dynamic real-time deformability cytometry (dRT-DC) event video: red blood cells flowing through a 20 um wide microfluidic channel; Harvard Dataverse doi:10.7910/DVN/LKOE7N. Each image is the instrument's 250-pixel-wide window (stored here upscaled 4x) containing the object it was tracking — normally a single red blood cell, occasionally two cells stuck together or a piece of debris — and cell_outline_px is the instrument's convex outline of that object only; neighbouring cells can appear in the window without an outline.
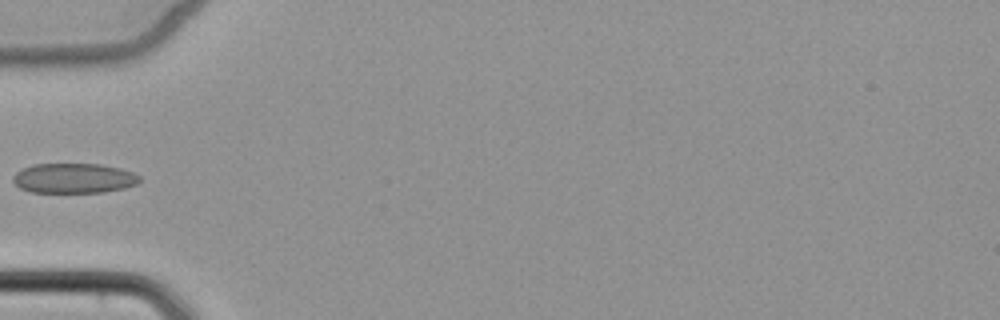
{"species": "common noctule bat (a hibernating species)", "species_latin": "Nyctalus noctula", "temperature_condition": "cold", "stored_images_in_passage": 7, "camera_frame_rate_fps": 3000, "um_per_image_px": 0.085, "animal": {"sex": "female", "body_mass_g": 22.7, "forearm_length_mm": 54.2}, "frame": {"image": 1, "passage_image": 6, "time_ms": 6.0, "image_size_px": [1000, 320], "cell_outline_px": [[140, 180], [136, 184], [124, 188], [104, 192], [32, 192], [20, 188], [12, 180], [12, 176], [16, 172], [32, 164], [100, 164], [120, 168], [132, 172], [140, 176]], "centroid_in_image_um": [6.27, 15.14], "position_along_channel_um": 78.7, "area_um2": 22.02}}
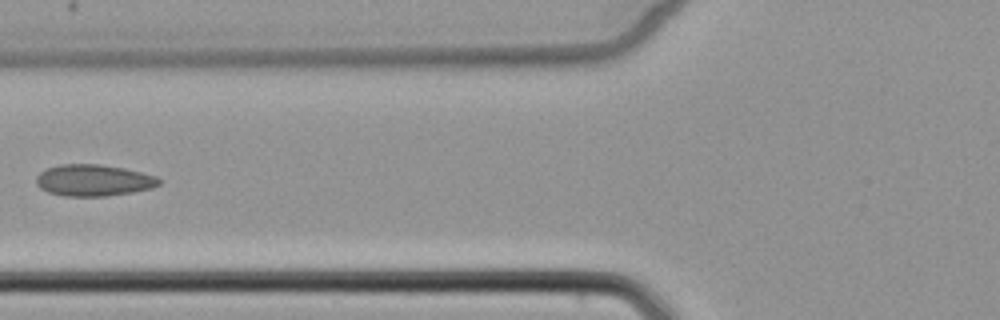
{"frame": {"image": 2, "passage_image": 7, "time_ms": 7.0, "image_size_px": [1000, 320], "cell_outline_px": [[160, 184], [152, 188], [132, 192], [104, 196], [64, 196], [48, 192], [40, 188], [36, 184], [36, 176], [40, 172], [48, 168], [60, 164], [100, 164], [124, 168], [156, 176], [160, 180]], "centroid_in_image_um": [7.93, 15.32], "position_along_channel_um": 117.9, "area_um2": 22.54}}